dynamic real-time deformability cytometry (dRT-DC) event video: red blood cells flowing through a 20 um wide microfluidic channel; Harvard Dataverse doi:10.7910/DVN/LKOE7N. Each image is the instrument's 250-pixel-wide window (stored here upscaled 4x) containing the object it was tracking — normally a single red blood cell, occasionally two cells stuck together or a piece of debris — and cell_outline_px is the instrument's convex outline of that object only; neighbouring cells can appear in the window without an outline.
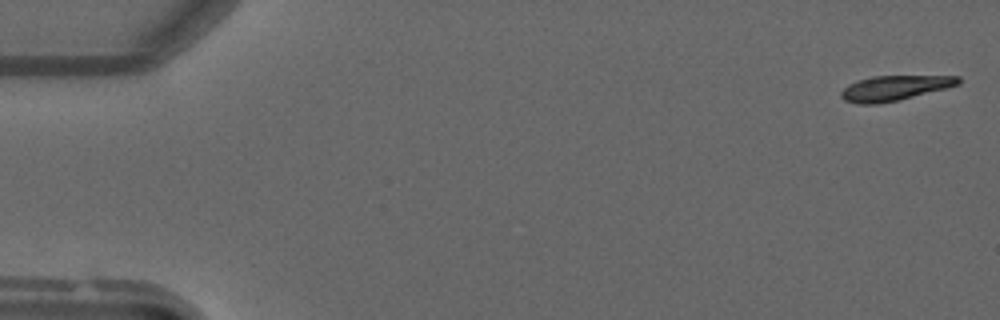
{"species": "common noctule bat (a hibernating species)", "species_latin": "Nyctalus noctula", "temperature_condition": "warm", "stored_images_in_passage": 50, "camera_frame_rate_fps": 3000, "um_per_image_px": 0.085, "animal": {"sex": "male", "forearm_length_mm": 52.5}, "frame": {"image": 1, "passage_image": 1, "time_ms": 0.0, "image_size_px": [1000, 320], "cell_outline_px": [[960, 84], [900, 100], [876, 104], [860, 104], [844, 100], [840, 96], [840, 92], [848, 84], [856, 80], [872, 76], [960, 76]], "centroid_in_image_um": [76.0, 7.48], "position_along_channel_um": 9.0, "area_um2": 17.05}}
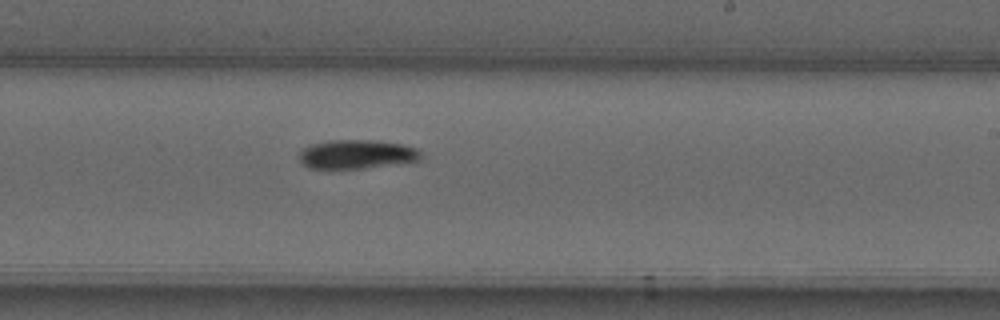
{"frame": {"image": 2, "passage_image": 30, "time_ms": 9.667, "image_size_px": [1000, 320], "cell_outline_px": [[420, 160], [364, 168], [332, 172], [308, 168], [300, 160], [300, 152], [304, 148], [312, 144], [332, 140], [376, 140], [400, 144], [416, 148], [420, 152]], "centroid_in_image_um": [30.24, 13.15], "position_along_channel_um": 258.8, "area_um2": 20.98}}
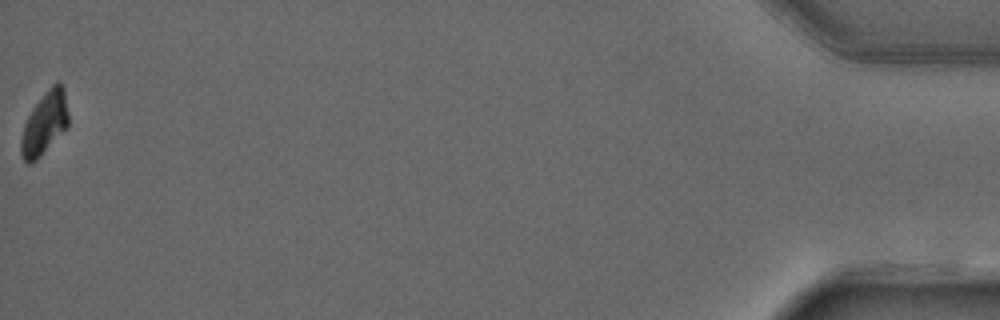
{"frame": {"image": 3, "passage_image": 50, "time_ms": 16.333, "image_size_px": [1000, 320], "cell_outline_px": [[68, 128], [32, 164], [28, 164], [20, 156], [20, 140], [24, 124], [32, 108], [48, 88], [56, 80], [60, 80], [64, 88], [68, 112]], "centroid_in_image_um": [3.79, 10.47], "position_along_channel_um": 431.4, "area_um2": 17.63}}